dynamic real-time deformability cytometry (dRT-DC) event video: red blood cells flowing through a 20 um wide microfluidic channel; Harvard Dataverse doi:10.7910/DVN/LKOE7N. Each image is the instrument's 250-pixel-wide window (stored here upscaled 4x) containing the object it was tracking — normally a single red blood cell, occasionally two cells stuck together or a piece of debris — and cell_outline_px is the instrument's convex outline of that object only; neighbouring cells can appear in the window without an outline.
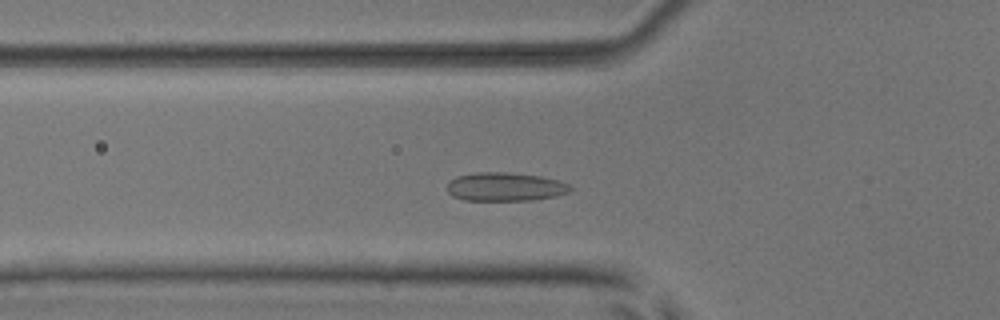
{"species": "common noctule bat (a hibernating species)", "species_latin": "Nyctalus noctula", "temperature_condition": "room temperature", "stored_images_in_passage": 48, "camera_frame_rate_fps": 3000, "um_per_image_px": 0.085, "animal": {"sex": "male", "body_mass_g": 17.9, "forearm_length_mm": 54.2}, "frame": {"image": 1, "passage_image": 14, "time_ms": 4.333, "image_size_px": [1000, 320], "cell_outline_px": [[572, 188], [568, 192], [556, 196], [532, 200], [464, 200], [452, 196], [448, 192], [448, 180], [456, 176], [476, 172], [504, 172], [540, 176], [556, 180], [568, 184]], "centroid_in_image_um": [42.89, 15.87], "position_along_channel_um": 82.9, "area_um2": 20.46}}
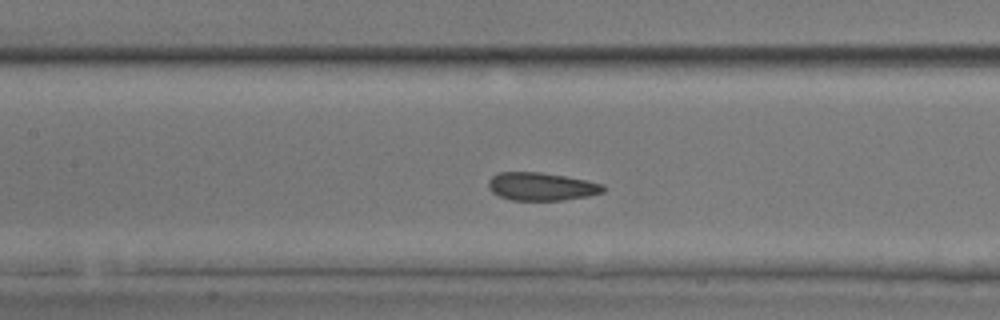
{"frame": {"image": 2, "passage_image": 20, "time_ms": 6.333, "image_size_px": [1000, 320], "cell_outline_px": [[608, 188], [604, 192], [588, 196], [564, 200], [512, 200], [500, 196], [492, 192], [488, 188], [488, 180], [492, 176], [500, 172], [540, 172], [564, 176], [604, 184]], "centroid_in_image_um": [46.04, 15.85], "position_along_channel_um": 161.4, "area_um2": 18.79}}
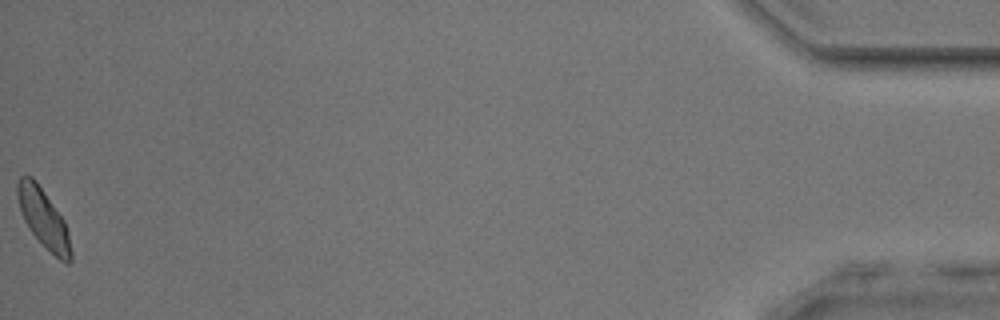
{"frame": {"image": 3, "passage_image": 48, "time_ms": 15.667, "image_size_px": [1000, 320], "cell_outline_px": [[72, 260], [68, 264], [60, 260], [28, 228], [20, 212], [16, 196], [16, 184], [20, 176], [32, 176], [36, 180], [64, 220], [68, 232], [72, 252]], "centroid_in_image_um": [3.68, 18.53], "position_along_channel_um": 431.5, "area_um2": 18.15}}